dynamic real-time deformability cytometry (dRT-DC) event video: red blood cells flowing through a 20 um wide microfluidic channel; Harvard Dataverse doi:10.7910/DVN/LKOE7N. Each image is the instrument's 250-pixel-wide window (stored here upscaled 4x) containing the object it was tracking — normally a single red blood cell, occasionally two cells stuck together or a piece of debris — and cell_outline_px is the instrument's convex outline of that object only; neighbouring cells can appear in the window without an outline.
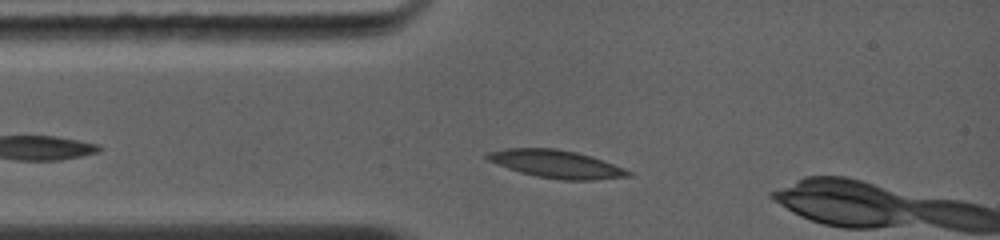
{"species": "common noctule bat (a hibernating species)", "species_latin": "Nyctalus noctula", "temperature_condition": "warm", "stored_images_in_passage": 41, "camera_frame_rate_fps": 5000, "um_per_image_px": 0.085, "animal": {"sex": "female", "body_mass_g": 19.0, "forearm_length_mm": 56.7}, "frame": {"image": 1, "passage_image": 8, "time_ms": 1.8, "image_size_px": [1000, 240], "cell_outline_px": [[632, 176], [596, 180], [560, 180], [536, 176], [520, 172], [508, 168], [488, 160], [484, 156], [484, 152], [504, 148], [556, 148], [576, 152], [592, 156], [624, 168], [632, 172]], "centroid_in_image_um": [47.28, 13.94], "position_along_channel_um": 37.7, "area_um2": 23.06}}
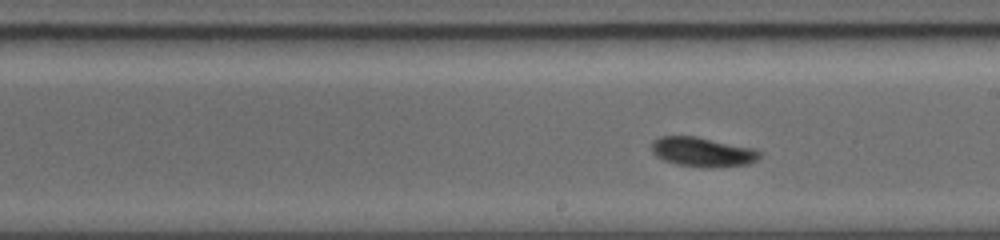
{"frame": {"image": 2, "passage_image": 21, "time_ms": 5.2, "image_size_px": [1000, 240], "cell_outline_px": [[760, 156], [756, 160], [748, 164], [676, 164], [664, 160], [656, 156], [652, 152], [652, 144], [660, 136], [692, 136], [752, 148], [760, 152]], "centroid_in_image_um": [59.65, 12.86], "position_along_channel_um": 229.4, "area_um2": 17.11}}
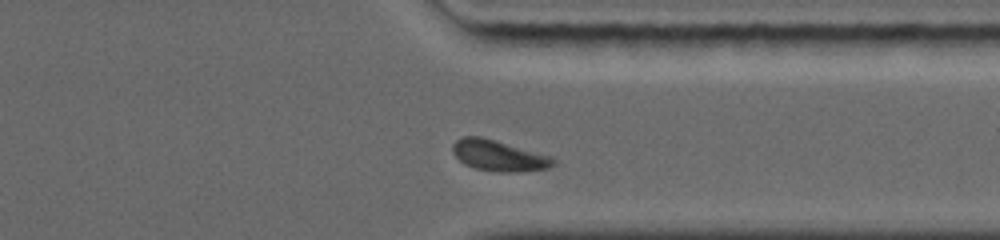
{"frame": {"image": 3, "passage_image": 33, "time_ms": 8.4, "image_size_px": [1000, 240], "cell_outline_px": [[556, 164], [548, 168], [512, 172], [500, 172], [476, 168], [464, 164], [452, 152], [452, 144], [456, 140], [464, 136], [480, 136], [556, 156]], "centroid_in_image_um": [42.45, 13.21], "position_along_channel_um": 369.0, "area_um2": 18.32}, "authors_computed_cell_mechanics": {"area_um2": 18.3226, "velocity_mm_per_s": 4.3524, "shape_relaxation_time_tau1_ms": 1.6027, "shape_relaxation_time_tau2_ms": 2.675, "deformation_change_tau1": 0.1137, "deformation_change_tau2": 0.0768}}